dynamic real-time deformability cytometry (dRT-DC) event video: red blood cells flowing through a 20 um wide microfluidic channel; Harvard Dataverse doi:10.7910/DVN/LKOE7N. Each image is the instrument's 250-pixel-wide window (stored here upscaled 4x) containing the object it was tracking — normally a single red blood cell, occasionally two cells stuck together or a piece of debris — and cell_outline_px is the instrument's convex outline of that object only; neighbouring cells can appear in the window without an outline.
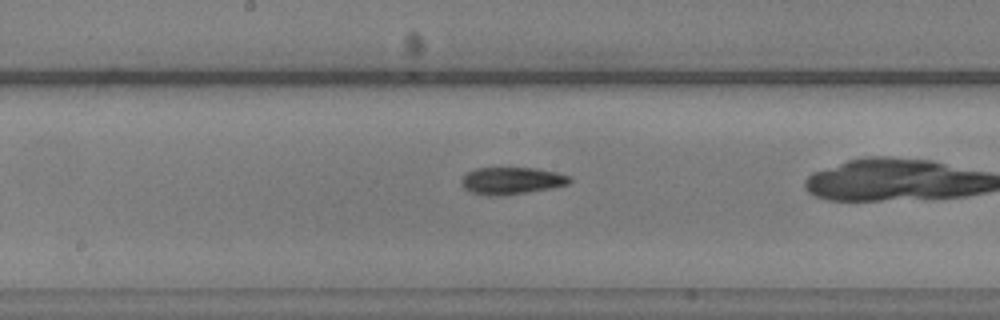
{"species": "common noctule bat (a hibernating species)", "species_latin": "Nyctalus noctula", "temperature_condition": "warm", "stored_images_in_passage": 26, "camera_frame_rate_fps": 3000, "um_per_image_px": 0.085, "animal": {"sex": "male", "body_mass_g": 20.5, "forearm_length_mm": 52.5}, "frame": {"image": 1, "passage_image": 12, "time_ms": 3.667, "image_size_px": [1000, 320], "cell_outline_px": [[572, 180], [568, 184], [552, 188], [500, 196], [484, 196], [472, 192], [464, 188], [460, 184], [460, 180], [468, 172], [476, 168], [536, 168], [556, 172], [572, 176]], "centroid_in_image_um": [43.49, 15.36], "position_along_channel_um": 204.7, "area_um2": 17.22}}
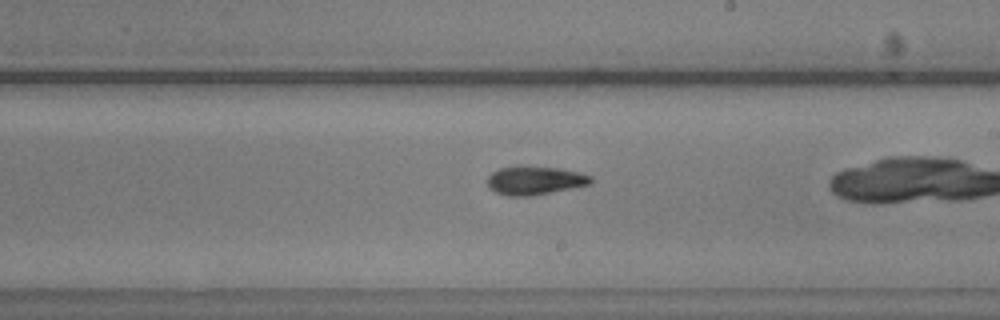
{"frame": {"image": 2, "passage_image": 15, "time_ms": 4.667, "image_size_px": [1000, 320], "cell_outline_px": [[592, 184], [572, 188], [528, 196], [508, 196], [496, 192], [488, 188], [488, 176], [492, 172], [500, 168], [556, 168], [580, 172], [592, 176]], "centroid_in_image_um": [45.48, 15.37], "position_along_channel_um": 243.5, "area_um2": 16.65}}